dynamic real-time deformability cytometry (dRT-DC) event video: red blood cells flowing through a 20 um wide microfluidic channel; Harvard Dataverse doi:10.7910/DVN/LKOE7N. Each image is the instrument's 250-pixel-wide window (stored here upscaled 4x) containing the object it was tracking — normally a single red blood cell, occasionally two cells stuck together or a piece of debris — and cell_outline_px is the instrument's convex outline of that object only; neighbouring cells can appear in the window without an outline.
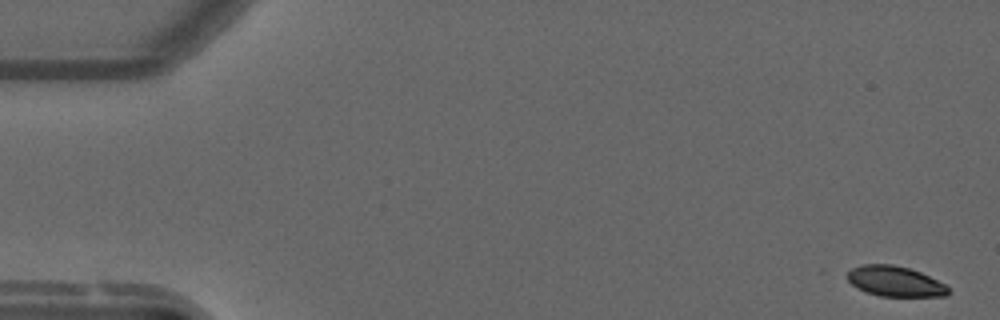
{"species": "common noctule bat (a hibernating species)", "species_latin": "Nyctalus noctula", "temperature_condition": "warm", "stored_images_in_passage": 14, "camera_frame_rate_fps": 3000, "um_per_image_px": 0.085, "animal": {"sex": "male", "forearm_length_mm": 52.5}, "frame": {"image": 1, "passage_image": 1, "time_ms": 0.0, "image_size_px": [1000, 320], "cell_outline_px": [[948, 292], [944, 296], [880, 296], [856, 288], [848, 280], [848, 272], [852, 268], [860, 264], [892, 264], [908, 268], [920, 272], [944, 284], [948, 288]], "centroid_in_image_um": [76.04, 23.9], "position_along_channel_um": 9.0, "area_um2": 17.57}}
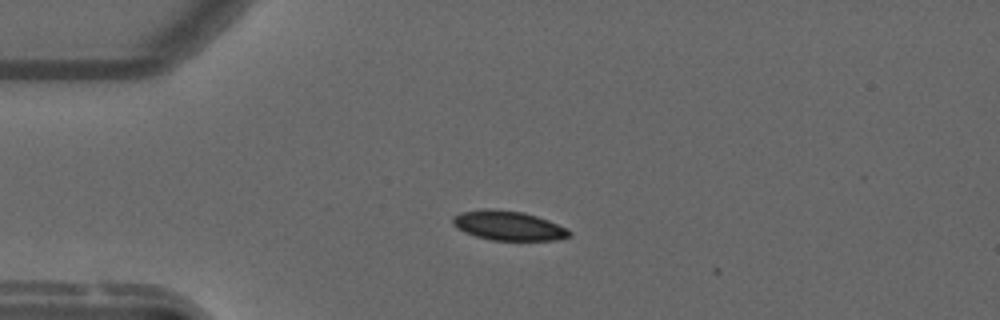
{"frame": {"image": 2, "passage_image": 13, "time_ms": 4.0, "image_size_px": [1000, 320], "cell_outline_px": [[572, 236], [556, 240], [492, 240], [476, 236], [464, 232], [456, 228], [452, 224], [452, 216], [460, 212], [484, 208], [488, 208], [524, 212], [548, 220], [568, 228], [572, 232]], "centroid_in_image_um": [43.2, 19.17], "position_along_channel_um": 41.8, "area_um2": 20.23}}